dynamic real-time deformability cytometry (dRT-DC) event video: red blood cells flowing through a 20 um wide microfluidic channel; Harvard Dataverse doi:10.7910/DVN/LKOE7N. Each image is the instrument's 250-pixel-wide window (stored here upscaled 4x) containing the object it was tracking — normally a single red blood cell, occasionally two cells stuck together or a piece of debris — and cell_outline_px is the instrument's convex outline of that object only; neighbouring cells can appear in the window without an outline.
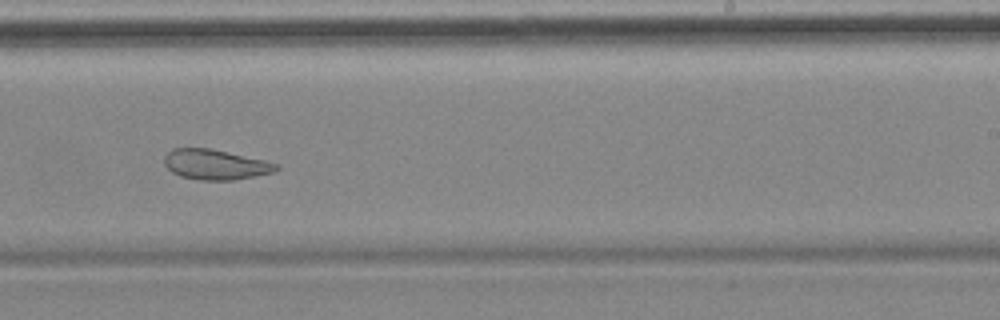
{"species": "common noctule bat (a hibernating species)", "species_latin": "Nyctalus noctula", "temperature_condition": "cold", "stored_images_in_passage": 13, "camera_frame_rate_fps": 3000, "um_per_image_px": 0.085, "animal": {"sex": "female", "body_mass_g": 18.4}, "frame": {"image": 1, "passage_image": 8, "time_ms": 9.333, "image_size_px": [1000, 320], "cell_outline_px": [[280, 168], [272, 172], [232, 180], [200, 180], [180, 176], [172, 172], [164, 164], [164, 156], [172, 148], [208, 148], [228, 152], [264, 160], [280, 164]], "centroid_in_image_um": [18.29, 13.98], "position_along_channel_um": 270.7, "area_um2": 19.54}, "authors_computed_cell_mechanics": {"area_um2": 23.6402, "velocity_mm_per_s": 3.4922, "shape_relaxation_time_tau1_ms": null, "shape_relaxation_time_tau2_ms": 1.7102, "deformation_change_tau1": null, "deformation_change_tau2": 0.0772}}